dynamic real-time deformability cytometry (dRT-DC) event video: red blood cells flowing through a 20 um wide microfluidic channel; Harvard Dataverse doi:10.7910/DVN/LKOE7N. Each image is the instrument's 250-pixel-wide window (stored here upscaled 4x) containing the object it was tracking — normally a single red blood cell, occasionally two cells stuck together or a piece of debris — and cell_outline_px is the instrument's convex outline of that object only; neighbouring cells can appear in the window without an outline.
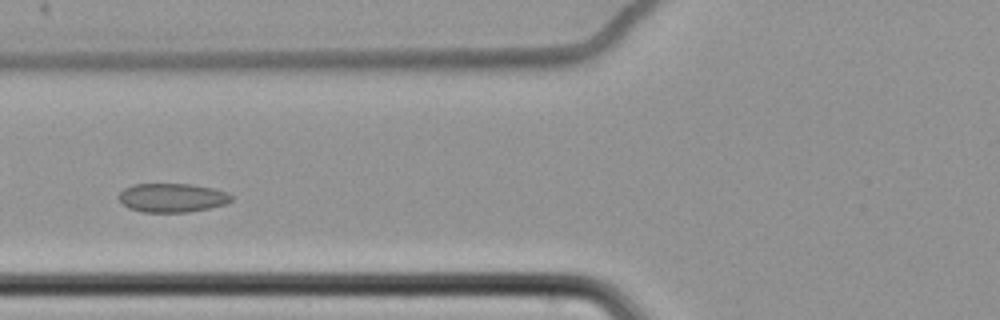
{"species": "common noctule bat (a hibernating species)", "species_latin": "Nyctalus noctula", "temperature_condition": "cold", "stored_images_in_passage": 66, "camera_frame_rate_fps": 3000, "um_per_image_px": 0.085, "animal": {"sex": "female", "body_mass_g": 22.7, "forearm_length_mm": 54.2}, "frame": {"image": 1, "passage_image": 29, "time_ms": 9.333, "image_size_px": [1000, 320], "cell_outline_px": [[232, 200], [224, 204], [208, 208], [188, 212], [144, 212], [128, 208], [116, 196], [124, 188], [132, 184], [192, 184], [212, 188], [228, 192], [232, 196]], "centroid_in_image_um": [14.61, 16.8], "position_along_channel_um": 111.2, "area_um2": 18.96}}
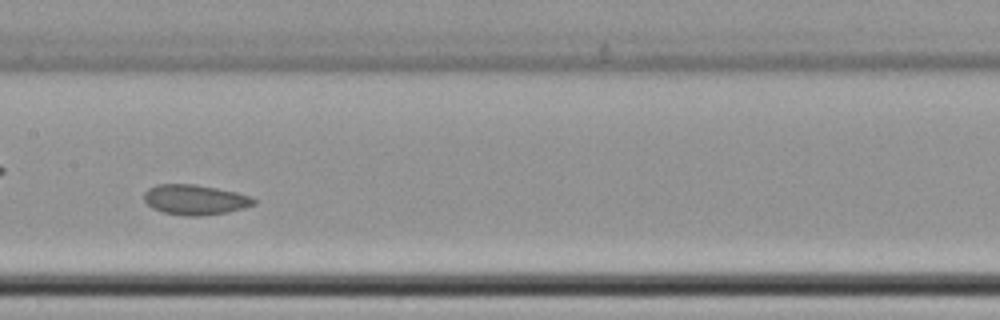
{"frame": {"image": 2, "passage_image": 36, "time_ms": 11.667, "image_size_px": [1000, 320], "cell_outline_px": [[256, 204], [228, 212], [196, 216], [184, 216], [164, 212], [152, 208], [144, 200], [144, 192], [148, 188], [156, 184], [192, 184], [216, 188], [236, 192], [248, 196], [256, 200]], "centroid_in_image_um": [16.54, 16.97], "position_along_channel_um": 190.9, "area_um2": 19.13}}
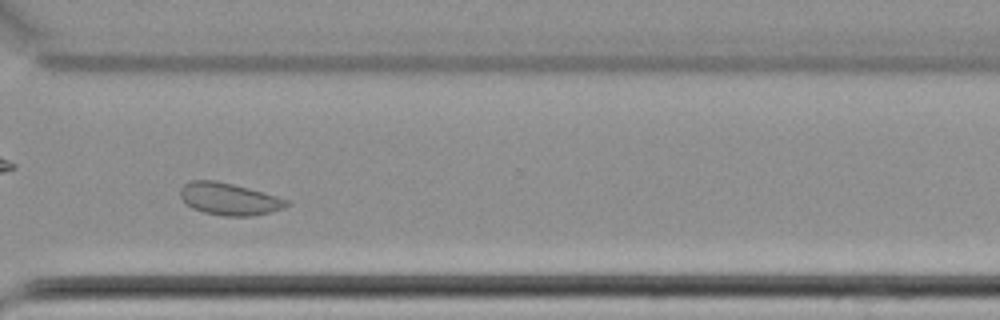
{"frame": {"image": 3, "passage_image": 50, "time_ms": 16.333, "image_size_px": [1000, 320], "cell_outline_px": [[288, 204], [284, 208], [252, 216], [224, 216], [204, 212], [192, 208], [180, 196], [180, 188], [184, 184], [192, 180], [216, 180], [264, 192], [288, 200]], "centroid_in_image_um": [19.46, 16.91], "position_along_channel_um": 351.1, "area_um2": 19.71}, "authors_computed_cell_mechanics": {"area_um2": 20.8947, "velocity_mm_per_s": 3.4153, "shape_relaxation_time_tau1_ms": null, "shape_relaxation_time_tau2_ms": 1.1659, "deformation_change_tau1": null, "deformation_change_tau2": 0.0603}}